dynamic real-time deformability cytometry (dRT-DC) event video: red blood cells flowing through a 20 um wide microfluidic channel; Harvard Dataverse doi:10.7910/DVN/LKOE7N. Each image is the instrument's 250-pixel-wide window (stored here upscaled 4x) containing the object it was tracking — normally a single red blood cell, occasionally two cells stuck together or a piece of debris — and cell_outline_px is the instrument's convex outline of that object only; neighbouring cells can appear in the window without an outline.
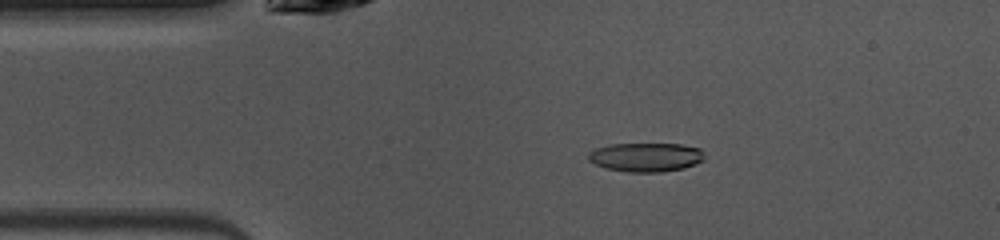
{"species": "common noctule bat (a hibernating species)", "species_latin": "Nyctalus noctula", "temperature_condition": "warm", "stored_images_in_passage": 9, "camera_frame_rate_fps": 3000, "um_per_image_px": 0.085, "animal": {"sex": "female", "body_mass_g": 10.0, "forearm_length_mm": 53.1}, "frame": {"image": 1, "passage_image": 8, "time_ms": 2.333, "image_size_px": [1000, 240], "cell_outline_px": [[704, 160], [696, 164], [684, 168], [660, 172], [628, 172], [608, 168], [596, 164], [588, 160], [588, 152], [596, 148], [608, 144], [680, 144], [700, 148], [704, 152]], "centroid_in_image_um": [54.92, 13.35], "position_along_channel_um": 30.1, "area_um2": 19.65}}